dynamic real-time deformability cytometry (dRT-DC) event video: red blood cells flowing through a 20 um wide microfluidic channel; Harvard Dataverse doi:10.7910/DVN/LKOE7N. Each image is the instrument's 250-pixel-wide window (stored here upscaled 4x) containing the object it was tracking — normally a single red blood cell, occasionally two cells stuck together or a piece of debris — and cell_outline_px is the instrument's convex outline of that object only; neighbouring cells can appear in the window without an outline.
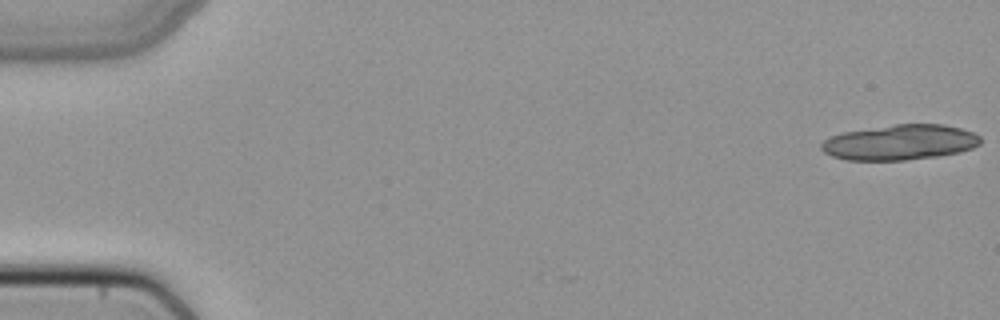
{"species": "common noctule bat (a hibernating species)", "species_latin": "Nyctalus noctula", "temperature_condition": "cold", "stored_images_in_passage": 6, "camera_frame_rate_fps": 3000, "um_per_image_px": 0.085, "animal": {"sex": "female", "body_mass_g": 22.7, "forearm_length_mm": 54.2}, "frame": {"image": 1, "passage_image": 1, "time_ms": 0.0, "image_size_px": [1000, 320], "cell_outline_px": [[980, 144], [972, 148], [960, 152], [936, 156], [904, 160], [844, 160], [832, 156], [824, 152], [820, 148], [820, 144], [824, 140], [832, 136], [844, 132], [896, 124], [944, 124], [960, 128], [972, 132], [980, 136]], "centroid_in_image_um": [76.49, 12.1], "position_along_channel_um": 8.5, "area_um2": 32.6}}